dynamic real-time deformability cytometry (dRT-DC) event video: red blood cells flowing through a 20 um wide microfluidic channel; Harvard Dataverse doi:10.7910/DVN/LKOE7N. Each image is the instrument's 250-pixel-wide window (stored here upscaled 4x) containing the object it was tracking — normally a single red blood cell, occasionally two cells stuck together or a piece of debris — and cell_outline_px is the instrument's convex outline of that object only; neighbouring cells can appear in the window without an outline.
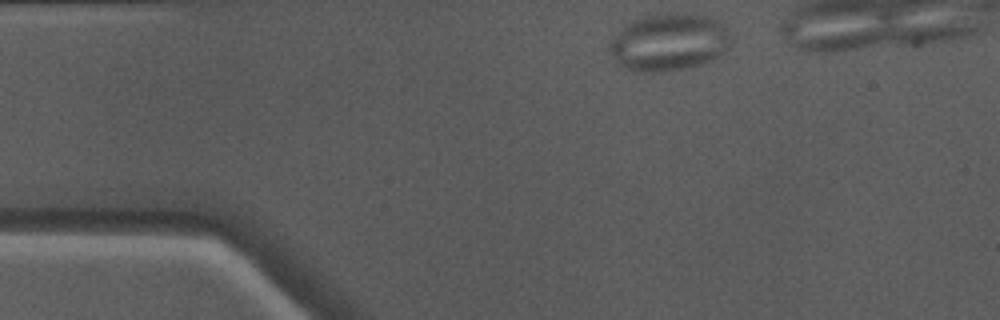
{"species": "Egyptian fruit bat (a non-hibernating species)", "species_latin": "Rousettus aegyptiacus", "temperature_condition": "warm", "stored_images_in_passage": 33, "camera_frame_rate_fps": 3000, "um_per_image_px": 0.085, "animal": {"sex": "male"}, "frame": {"image": 1, "passage_image": 1, "time_ms": 0.0, "image_size_px": [1000, 320], "cell_outline_px": [[732, 40], [728, 48], [696, 64], [680, 68], [652, 72], [640, 72], [628, 68], [620, 64], [616, 60], [608, 48], [608, 44], [628, 24], [644, 16], [684, 12], [704, 16], [728, 28]], "centroid_in_image_um": [56.84, 3.56], "position_along_channel_um": 28.2, "area_um2": 38.96}}
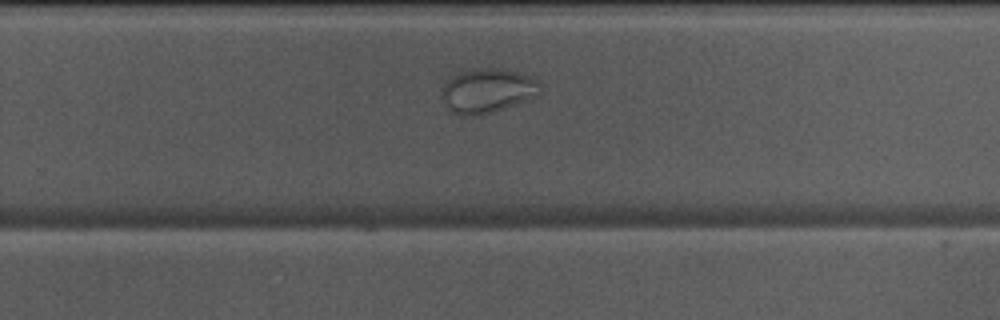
{"frame": {"image": 2, "passage_image": 24, "time_ms": 7.667, "image_size_px": [1000, 320], "cell_outline_px": [[540, 92], [536, 96], [504, 108], [492, 112], [476, 116], [460, 116], [448, 108], [444, 104], [440, 96], [440, 88], [452, 76], [468, 68], [500, 68], [532, 76], [540, 84]], "centroid_in_image_um": [41.38, 7.7], "position_along_channel_um": 288.4, "area_um2": 25.66}}
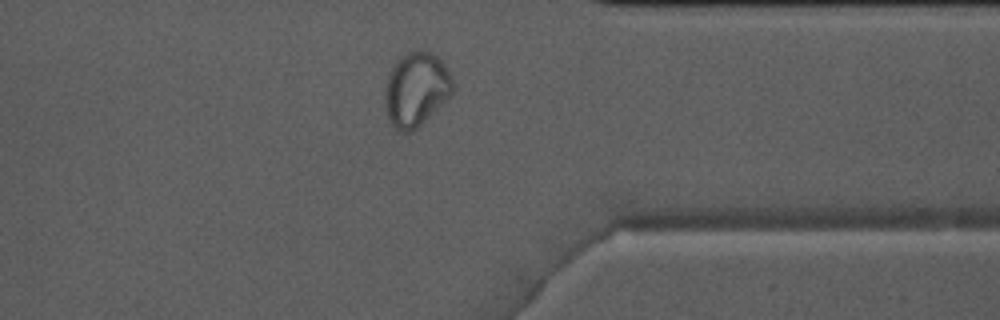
{"frame": {"image": 3, "passage_image": 31, "time_ms": 10.0, "image_size_px": [1000, 320], "cell_outline_px": [[452, 92], [412, 132], [400, 132], [392, 124], [388, 116], [384, 96], [388, 76], [392, 64], [400, 56], [412, 48], [420, 48], [432, 52], [444, 64], [452, 76]], "centroid_in_image_um": [35.34, 7.51], "position_along_channel_um": 376.1, "area_um2": 29.07}}